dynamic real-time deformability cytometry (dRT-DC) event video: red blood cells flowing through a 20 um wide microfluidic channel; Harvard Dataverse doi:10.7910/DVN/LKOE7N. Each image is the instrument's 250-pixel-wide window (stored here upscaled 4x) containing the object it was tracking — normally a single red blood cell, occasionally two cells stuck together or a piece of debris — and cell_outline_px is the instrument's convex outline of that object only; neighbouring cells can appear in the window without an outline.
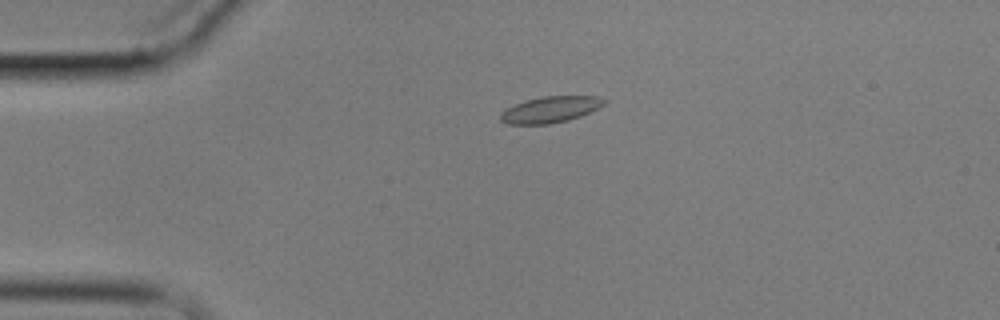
{"species": "common noctule bat (a hibernating species)", "species_latin": "Nyctalus noctula", "temperature_condition": "cold", "stored_images_in_passage": 2, "camera_frame_rate_fps": 3000, "um_per_image_px": 0.085, "animal": {"sex": "male", "body_mass_g": 17.9}, "frame": {"image": 1, "passage_image": 1, "time_ms": 0.0, "image_size_px": [1000, 320], "cell_outline_px": [[608, 100], [604, 104], [580, 116], [568, 120], [548, 124], [508, 124], [500, 120], [500, 112], [504, 108], [524, 100], [544, 96], [600, 96]], "centroid_in_image_um": [46.73, 9.3], "position_along_channel_um": 38.3, "area_um2": 15.9}}